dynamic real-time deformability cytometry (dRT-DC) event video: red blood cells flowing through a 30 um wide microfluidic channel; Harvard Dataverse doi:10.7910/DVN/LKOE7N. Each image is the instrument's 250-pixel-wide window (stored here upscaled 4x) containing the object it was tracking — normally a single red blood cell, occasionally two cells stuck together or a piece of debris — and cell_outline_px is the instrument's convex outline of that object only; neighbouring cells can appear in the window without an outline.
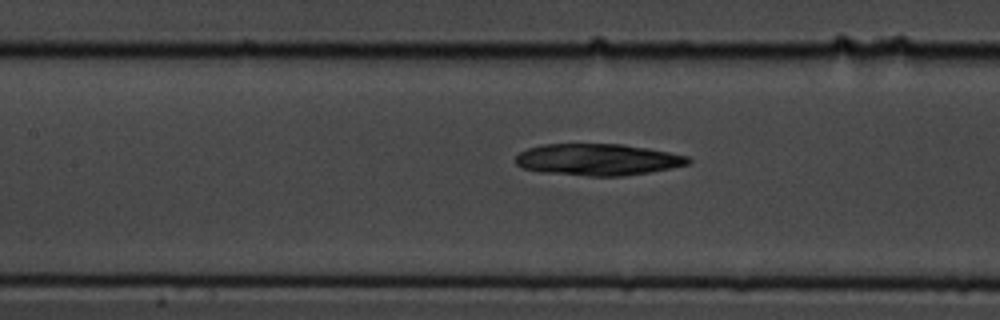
{"species": "common noctule bat (a hibernating species)", "species_latin": "Nyctalus noctula", "temperature_condition": "cold", "stored_images_in_passage": 55, "camera_frame_rate_fps": 3000, "um_per_image_px": 0.085, "animal": {"sex": "male", "body_mass_g": 19.5, "forearm_length_mm": 54.6}, "frame": {"image": 1, "passage_image": 25, "time_ms": 8.0, "image_size_px": [1000, 320], "cell_outline_px": [[692, 160], [688, 164], [648, 172], [624, 176], [588, 176], [540, 172], [524, 168], [516, 164], [516, 156], [520, 152], [528, 148], [544, 144], [624, 144], [648, 148], [688, 156]], "centroid_in_image_um": [50.79, 13.56], "position_along_channel_um": 156.6, "area_um2": 31.73}}
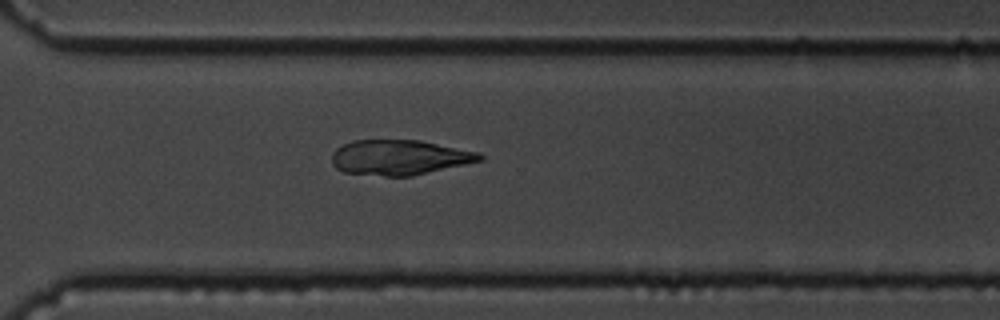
{"frame": {"image": 2, "passage_image": 40, "time_ms": 13.0, "image_size_px": [1000, 320], "cell_outline_px": [[484, 160], [412, 176], [384, 176], [344, 172], [336, 168], [332, 164], [332, 152], [336, 148], [352, 140], [420, 140], [480, 152], [484, 156]], "centroid_in_image_um": [33.97, 13.38], "position_along_channel_um": 336.6, "area_um2": 30.4}}
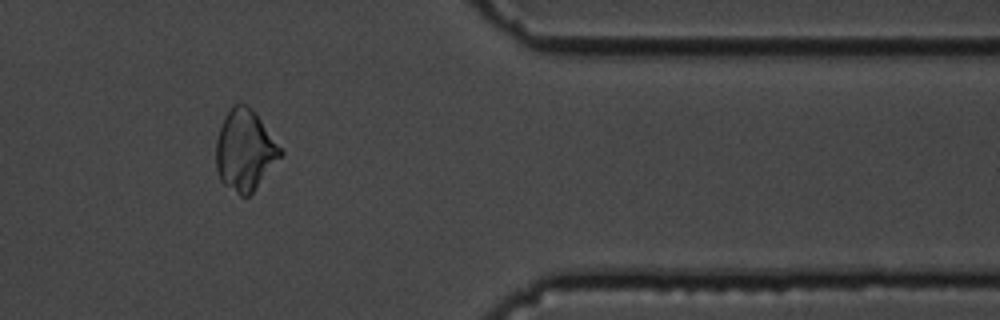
{"frame": {"image": 3, "passage_image": 46, "time_ms": 15.0, "image_size_px": [1000, 320], "cell_outline_px": [[284, 152], [252, 192], [248, 196], [240, 196], [224, 184], [220, 180], [216, 168], [216, 140], [224, 116], [232, 104], [244, 104], [252, 108], [256, 112]], "centroid_in_image_um": [20.8, 12.74], "position_along_channel_um": 390.6, "area_um2": 30.17}}